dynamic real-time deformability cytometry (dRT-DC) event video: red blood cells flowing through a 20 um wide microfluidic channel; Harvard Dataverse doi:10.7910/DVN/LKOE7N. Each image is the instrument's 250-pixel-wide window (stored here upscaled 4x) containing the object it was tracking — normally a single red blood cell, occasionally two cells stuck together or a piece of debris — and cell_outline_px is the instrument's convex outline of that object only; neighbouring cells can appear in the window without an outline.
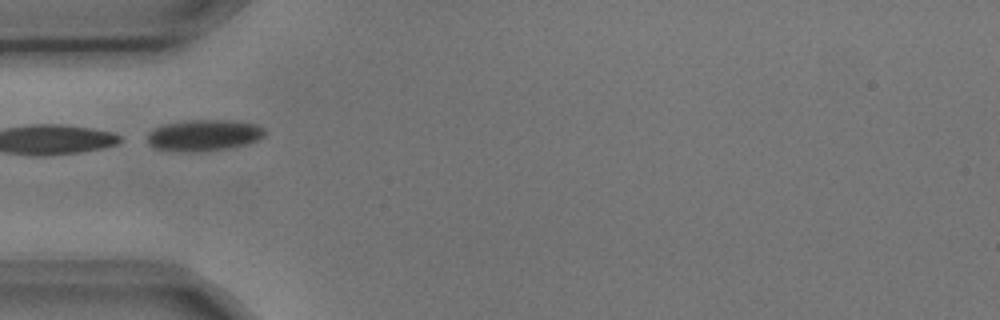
{"species": "common noctule bat (a hibernating species)", "species_latin": "Nyctalus noctula", "temperature_condition": "cold", "stored_images_in_passage": 5, "camera_frame_rate_fps": 3000, "um_per_image_px": 0.085, "animal": {"sex": "male", "body_mass_g": 17.9, "forearm_length_mm": 54.2}, "frame": {"image": 1, "passage_image": 4, "time_ms": 1.0, "image_size_px": [1000, 320], "cell_outline_px": [[264, 136], [248, 144], [232, 148], [152, 148], [148, 144], [148, 132], [152, 128], [164, 124], [188, 120], [236, 120], [256, 124], [264, 128]], "centroid_in_image_um": [17.38, 11.42], "position_along_channel_um": 67.6, "area_um2": 20.46}}